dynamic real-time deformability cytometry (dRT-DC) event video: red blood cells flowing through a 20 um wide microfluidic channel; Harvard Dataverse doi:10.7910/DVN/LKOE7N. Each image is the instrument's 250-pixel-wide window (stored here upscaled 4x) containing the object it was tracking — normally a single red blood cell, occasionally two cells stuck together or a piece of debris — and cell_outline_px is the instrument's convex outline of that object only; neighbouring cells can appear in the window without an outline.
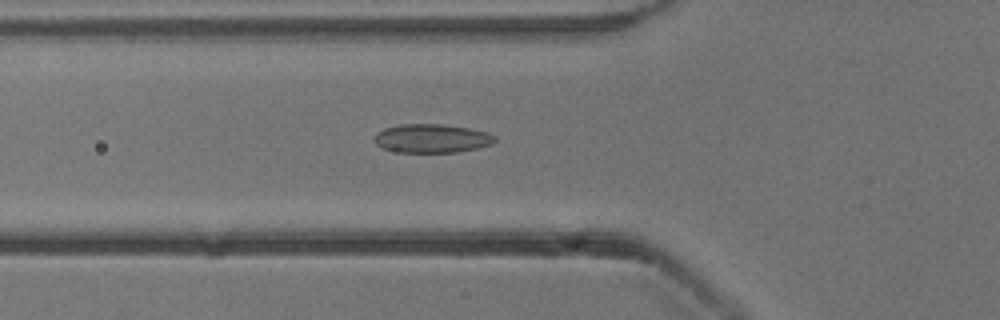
{"species": "common noctule bat (a hibernating species)", "species_latin": "Nyctalus noctula", "temperature_condition": "cold", "stored_images_in_passage": 53, "camera_frame_rate_fps": 3000, "um_per_image_px": 0.085, "animal": {"sex": "male", "body_mass_g": 13.3}, "frame": {"image": 1, "passage_image": 19, "time_ms": 6.0, "image_size_px": [1000, 320], "cell_outline_px": [[496, 140], [492, 144], [476, 148], [456, 152], [396, 152], [384, 148], [376, 144], [372, 140], [376, 132], [384, 128], [400, 124], [440, 124], [468, 128], [488, 132], [496, 136]], "centroid_in_image_um": [36.67, 11.76], "position_along_channel_um": 89.1, "area_um2": 20.23}}
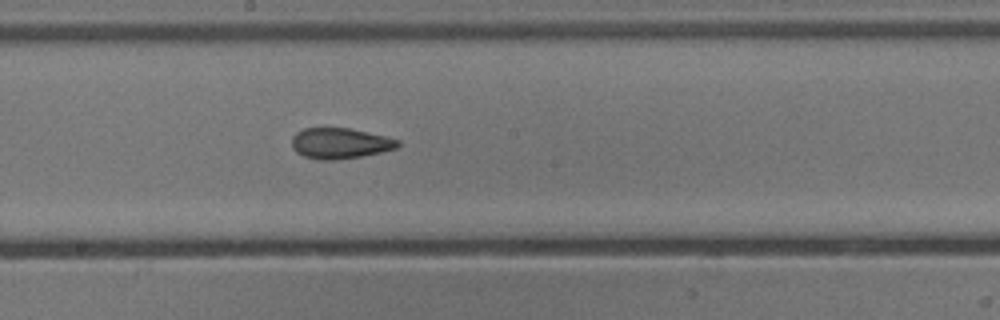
{"frame": {"image": 2, "passage_image": 29, "time_ms": 9.333, "image_size_px": [1000, 320], "cell_outline_px": [[400, 144], [396, 148], [380, 152], [360, 156], [336, 160], [320, 160], [304, 156], [296, 152], [292, 148], [292, 136], [296, 132], [304, 128], [348, 128], [384, 136], [400, 140]], "centroid_in_image_um": [28.87, 12.18], "position_along_channel_um": 219.3, "area_um2": 18.84}}
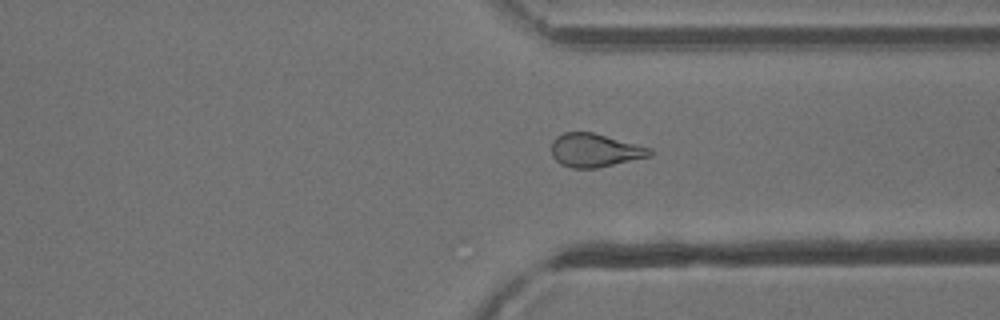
{"frame": {"image": 3, "passage_image": 40, "time_ms": 13.0, "image_size_px": [1000, 320], "cell_outline_px": [[652, 156], [596, 168], [572, 168], [560, 164], [552, 156], [552, 140], [556, 136], [564, 132], [592, 132], [652, 148]], "centroid_in_image_um": [50.56, 12.77], "position_along_channel_um": 360.8, "area_um2": 19.19}, "authors_computed_cell_mechanics": {"area_um2": 19.941, "velocity_mm_per_s": 3.8737, "shape_relaxation_time_tau1_ms": 10.3966, "shape_relaxation_time_tau2_ms": 2.247, "deformation_change_tau1": 0.1888, "deformation_change_tau2": 0.0922}}